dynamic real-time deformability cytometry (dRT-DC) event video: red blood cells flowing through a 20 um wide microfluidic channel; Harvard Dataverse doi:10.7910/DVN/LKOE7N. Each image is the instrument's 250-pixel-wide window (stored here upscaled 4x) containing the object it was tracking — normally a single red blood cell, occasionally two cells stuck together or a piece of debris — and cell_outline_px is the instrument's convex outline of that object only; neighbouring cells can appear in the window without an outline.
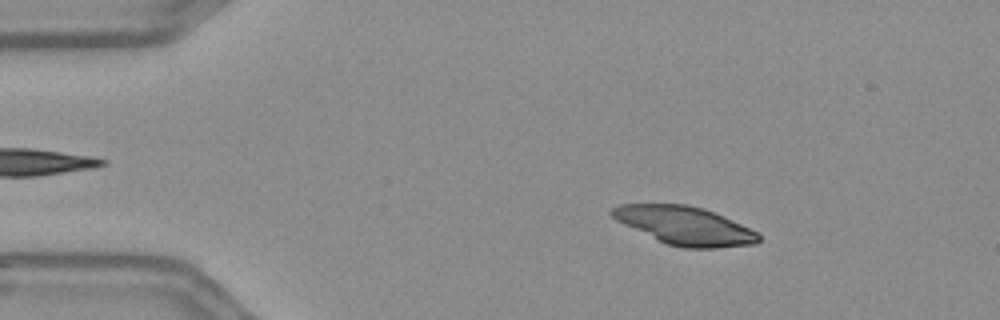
{"species": "Egyptian fruit bat (a non-hibernating species)", "species_latin": "Rousettus aegyptiacus", "temperature_condition": "warm", "stored_images_in_passage": 47, "camera_frame_rate_fps": 3000, "um_per_image_px": 0.085, "frame": {"image": 1, "passage_image": 1, "time_ms": 0.0, "image_size_px": [1000, 320], "cell_outline_px": [[760, 240], [756, 244], [716, 248], [684, 248], [664, 244], [616, 220], [608, 212], [612, 208], [620, 204], [688, 204], [704, 208], [724, 216], [760, 232]], "centroid_in_image_um": [58.23, 19.18], "position_along_channel_um": 26.8, "area_um2": 33.0}}